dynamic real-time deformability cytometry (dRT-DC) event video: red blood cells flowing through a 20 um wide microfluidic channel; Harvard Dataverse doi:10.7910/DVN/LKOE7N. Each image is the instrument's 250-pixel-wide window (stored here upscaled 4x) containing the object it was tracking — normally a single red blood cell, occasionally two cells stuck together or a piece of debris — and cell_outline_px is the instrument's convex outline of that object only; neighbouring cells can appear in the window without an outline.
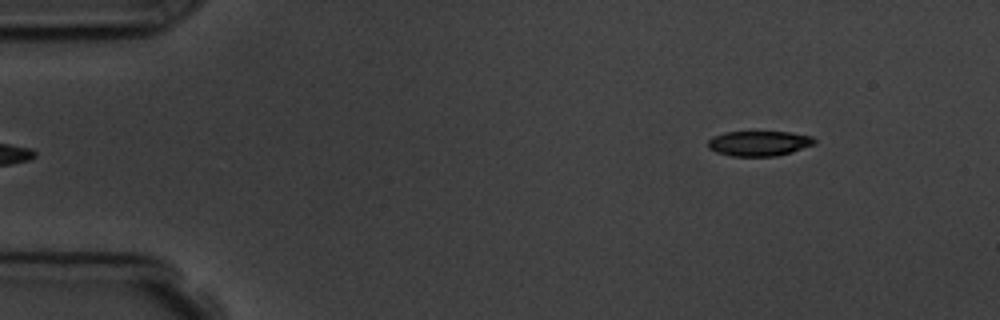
{"species": "common noctule bat (a hibernating species)", "species_latin": "Nyctalus noctula", "temperature_condition": "room temperature", "stored_images_in_passage": 6, "segment_of_instrument_passage": [2, 2], "camera_frame_rate_fps": 3000, "um_per_image_px": 0.085, "animal": {"sex": "male", "body_mass_g": 19.5, "forearm_length_mm": 54.6}, "frame": {"image": 1, "passage_image": 6, "time_ms": 5.667, "image_size_px": [1000, 320], "cell_outline_px": [[816, 144], [792, 152], [776, 156], [732, 156], [716, 152], [708, 148], [708, 140], [712, 136], [724, 132], [792, 132], [812, 136], [816, 140]], "centroid_in_image_um": [64.53, 12.18], "position_along_channel_um": 20.5, "area_um2": 15.72}}